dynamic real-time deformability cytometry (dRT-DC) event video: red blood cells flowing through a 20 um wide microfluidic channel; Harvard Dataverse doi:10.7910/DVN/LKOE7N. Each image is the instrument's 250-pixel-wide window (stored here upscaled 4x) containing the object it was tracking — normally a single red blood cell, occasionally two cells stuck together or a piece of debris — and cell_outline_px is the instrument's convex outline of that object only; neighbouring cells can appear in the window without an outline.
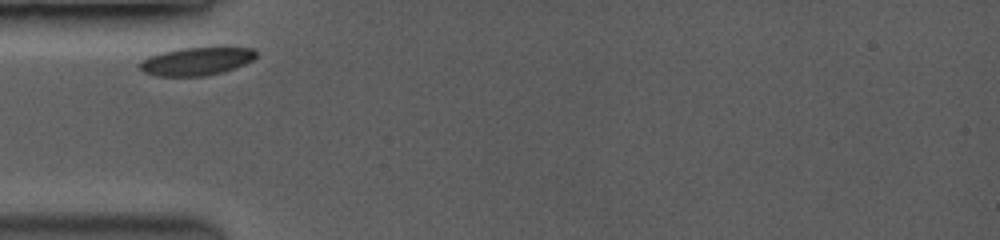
{"species": "common noctule bat (a hibernating species)", "species_latin": "Nyctalus noctula", "temperature_condition": "room temperature", "stored_images_in_passage": 40, "camera_frame_rate_fps": 3500, "um_per_image_px": 0.085, "animal": {"sex": "female", "body_mass_g": 19.0, "forearm_length_mm": 53.3}, "frame": {"image": 1, "passage_image": 1, "time_ms": 0.0, "image_size_px": [1000, 240], "cell_outline_px": [[256, 56], [252, 60], [244, 64], [220, 72], [204, 76], [156, 76], [144, 72], [136, 64], [140, 60], [148, 56], [160, 52], [180, 48], [252, 48], [256, 52]], "centroid_in_image_um": [16.6, 5.21], "position_along_channel_um": 68.4, "area_um2": 18.84}}
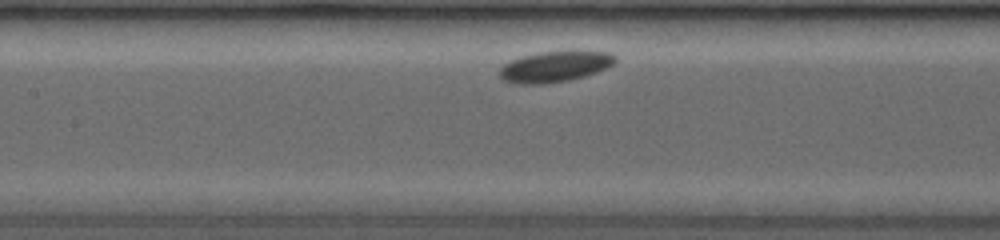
{"frame": {"image": 2, "passage_image": 19, "time_ms": 2.571, "image_size_px": [1000, 240], "cell_outline_px": [[616, 60], [608, 68], [584, 76], [568, 80], [544, 84], [516, 84], [504, 80], [500, 76], [500, 68], [504, 64], [520, 56], [536, 52], [572, 48], [612, 52], [616, 56]], "centroid_in_image_um": [47.22, 5.6], "position_along_channel_um": 160.2, "area_um2": 21.68}}
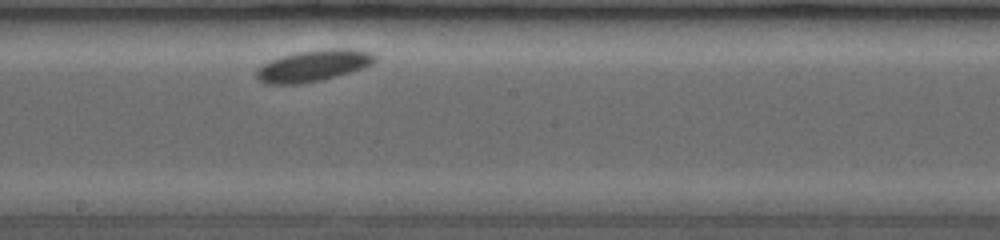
{"frame": {"image": 3, "passage_image": 31, "time_ms": 4.286, "image_size_px": [1000, 240], "cell_outline_px": [[376, 60], [372, 64], [324, 80], [300, 84], [264, 84], [256, 76], [256, 68], [280, 56], [296, 52], [324, 48], [352, 48], [372, 52], [376, 56]], "centroid_in_image_um": [26.63, 5.57], "position_along_channel_um": 221.6, "area_um2": 21.85}}